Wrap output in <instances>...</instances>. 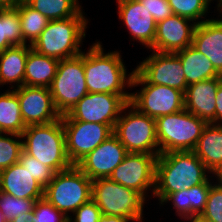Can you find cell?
Segmentation results:
<instances>
[{
    "mask_svg": "<svg viewBox=\"0 0 222 222\" xmlns=\"http://www.w3.org/2000/svg\"><path fill=\"white\" fill-rule=\"evenodd\" d=\"M155 120L160 154L173 151H193L208 124L185 108Z\"/></svg>",
    "mask_w": 222,
    "mask_h": 222,
    "instance_id": "obj_5",
    "label": "cell"
},
{
    "mask_svg": "<svg viewBox=\"0 0 222 222\" xmlns=\"http://www.w3.org/2000/svg\"><path fill=\"white\" fill-rule=\"evenodd\" d=\"M215 177L218 178L217 181L222 183V169L216 174Z\"/></svg>",
    "mask_w": 222,
    "mask_h": 222,
    "instance_id": "obj_44",
    "label": "cell"
},
{
    "mask_svg": "<svg viewBox=\"0 0 222 222\" xmlns=\"http://www.w3.org/2000/svg\"><path fill=\"white\" fill-rule=\"evenodd\" d=\"M24 45L18 10L13 6H0V53L12 46Z\"/></svg>",
    "mask_w": 222,
    "mask_h": 222,
    "instance_id": "obj_29",
    "label": "cell"
},
{
    "mask_svg": "<svg viewBox=\"0 0 222 222\" xmlns=\"http://www.w3.org/2000/svg\"><path fill=\"white\" fill-rule=\"evenodd\" d=\"M121 58L117 51L104 53L100 42L90 46L87 53L83 52L88 93L116 94L130 103L131 93L125 91V85L131 88L133 71L127 77L126 67Z\"/></svg>",
    "mask_w": 222,
    "mask_h": 222,
    "instance_id": "obj_2",
    "label": "cell"
},
{
    "mask_svg": "<svg viewBox=\"0 0 222 222\" xmlns=\"http://www.w3.org/2000/svg\"><path fill=\"white\" fill-rule=\"evenodd\" d=\"M149 84L169 86L185 93L187 82L176 53L153 51L135 69Z\"/></svg>",
    "mask_w": 222,
    "mask_h": 222,
    "instance_id": "obj_13",
    "label": "cell"
},
{
    "mask_svg": "<svg viewBox=\"0 0 222 222\" xmlns=\"http://www.w3.org/2000/svg\"><path fill=\"white\" fill-rule=\"evenodd\" d=\"M62 124L66 153L72 165H76L113 134V128L108 124L77 120H62Z\"/></svg>",
    "mask_w": 222,
    "mask_h": 222,
    "instance_id": "obj_12",
    "label": "cell"
},
{
    "mask_svg": "<svg viewBox=\"0 0 222 222\" xmlns=\"http://www.w3.org/2000/svg\"><path fill=\"white\" fill-rule=\"evenodd\" d=\"M201 215L209 222H222V183L210 187L205 210Z\"/></svg>",
    "mask_w": 222,
    "mask_h": 222,
    "instance_id": "obj_35",
    "label": "cell"
},
{
    "mask_svg": "<svg viewBox=\"0 0 222 222\" xmlns=\"http://www.w3.org/2000/svg\"><path fill=\"white\" fill-rule=\"evenodd\" d=\"M0 191L19 199L44 198V188L20 162L0 171Z\"/></svg>",
    "mask_w": 222,
    "mask_h": 222,
    "instance_id": "obj_20",
    "label": "cell"
},
{
    "mask_svg": "<svg viewBox=\"0 0 222 222\" xmlns=\"http://www.w3.org/2000/svg\"><path fill=\"white\" fill-rule=\"evenodd\" d=\"M92 196V180L76 165L56 172L53 180L44 189V199L69 218L68 213L76 211L89 202Z\"/></svg>",
    "mask_w": 222,
    "mask_h": 222,
    "instance_id": "obj_6",
    "label": "cell"
},
{
    "mask_svg": "<svg viewBox=\"0 0 222 222\" xmlns=\"http://www.w3.org/2000/svg\"><path fill=\"white\" fill-rule=\"evenodd\" d=\"M219 84L215 77L188 85L184 93L185 109L207 123L216 124V92Z\"/></svg>",
    "mask_w": 222,
    "mask_h": 222,
    "instance_id": "obj_19",
    "label": "cell"
},
{
    "mask_svg": "<svg viewBox=\"0 0 222 222\" xmlns=\"http://www.w3.org/2000/svg\"><path fill=\"white\" fill-rule=\"evenodd\" d=\"M0 222H8V221L5 219V216H4V214L1 212V210H0Z\"/></svg>",
    "mask_w": 222,
    "mask_h": 222,
    "instance_id": "obj_46",
    "label": "cell"
},
{
    "mask_svg": "<svg viewBox=\"0 0 222 222\" xmlns=\"http://www.w3.org/2000/svg\"><path fill=\"white\" fill-rule=\"evenodd\" d=\"M37 200L40 199H19L0 191V210L8 222L17 217L31 219Z\"/></svg>",
    "mask_w": 222,
    "mask_h": 222,
    "instance_id": "obj_31",
    "label": "cell"
},
{
    "mask_svg": "<svg viewBox=\"0 0 222 222\" xmlns=\"http://www.w3.org/2000/svg\"><path fill=\"white\" fill-rule=\"evenodd\" d=\"M13 90L17 94L26 126L49 124L61 118L55 108L50 88L23 85Z\"/></svg>",
    "mask_w": 222,
    "mask_h": 222,
    "instance_id": "obj_15",
    "label": "cell"
},
{
    "mask_svg": "<svg viewBox=\"0 0 222 222\" xmlns=\"http://www.w3.org/2000/svg\"><path fill=\"white\" fill-rule=\"evenodd\" d=\"M9 222H31V221H30V219L17 217V218H15V219H13V220H11Z\"/></svg>",
    "mask_w": 222,
    "mask_h": 222,
    "instance_id": "obj_43",
    "label": "cell"
},
{
    "mask_svg": "<svg viewBox=\"0 0 222 222\" xmlns=\"http://www.w3.org/2000/svg\"><path fill=\"white\" fill-rule=\"evenodd\" d=\"M157 156L145 153H128L113 170L109 179L131 188L144 197L147 189L155 188V165Z\"/></svg>",
    "mask_w": 222,
    "mask_h": 222,
    "instance_id": "obj_14",
    "label": "cell"
},
{
    "mask_svg": "<svg viewBox=\"0 0 222 222\" xmlns=\"http://www.w3.org/2000/svg\"><path fill=\"white\" fill-rule=\"evenodd\" d=\"M220 84L222 85V69L218 72V76H217Z\"/></svg>",
    "mask_w": 222,
    "mask_h": 222,
    "instance_id": "obj_45",
    "label": "cell"
},
{
    "mask_svg": "<svg viewBox=\"0 0 222 222\" xmlns=\"http://www.w3.org/2000/svg\"><path fill=\"white\" fill-rule=\"evenodd\" d=\"M31 45L12 46L0 53V84L16 83L19 88L24 85V75L28 52Z\"/></svg>",
    "mask_w": 222,
    "mask_h": 222,
    "instance_id": "obj_24",
    "label": "cell"
},
{
    "mask_svg": "<svg viewBox=\"0 0 222 222\" xmlns=\"http://www.w3.org/2000/svg\"><path fill=\"white\" fill-rule=\"evenodd\" d=\"M209 170L193 151L160 154L155 165L153 196L161 202L168 194L203 184Z\"/></svg>",
    "mask_w": 222,
    "mask_h": 222,
    "instance_id": "obj_1",
    "label": "cell"
},
{
    "mask_svg": "<svg viewBox=\"0 0 222 222\" xmlns=\"http://www.w3.org/2000/svg\"><path fill=\"white\" fill-rule=\"evenodd\" d=\"M26 127L15 91L0 94V133L21 135Z\"/></svg>",
    "mask_w": 222,
    "mask_h": 222,
    "instance_id": "obj_27",
    "label": "cell"
},
{
    "mask_svg": "<svg viewBox=\"0 0 222 222\" xmlns=\"http://www.w3.org/2000/svg\"><path fill=\"white\" fill-rule=\"evenodd\" d=\"M91 199L99 207L102 215L127 217L142 222L145 197L109 178L92 180Z\"/></svg>",
    "mask_w": 222,
    "mask_h": 222,
    "instance_id": "obj_7",
    "label": "cell"
},
{
    "mask_svg": "<svg viewBox=\"0 0 222 222\" xmlns=\"http://www.w3.org/2000/svg\"><path fill=\"white\" fill-rule=\"evenodd\" d=\"M31 8L40 12L49 21L70 17H85L78 0H24Z\"/></svg>",
    "mask_w": 222,
    "mask_h": 222,
    "instance_id": "obj_28",
    "label": "cell"
},
{
    "mask_svg": "<svg viewBox=\"0 0 222 222\" xmlns=\"http://www.w3.org/2000/svg\"><path fill=\"white\" fill-rule=\"evenodd\" d=\"M174 15L196 21L204 18L212 0H167Z\"/></svg>",
    "mask_w": 222,
    "mask_h": 222,
    "instance_id": "obj_32",
    "label": "cell"
},
{
    "mask_svg": "<svg viewBox=\"0 0 222 222\" xmlns=\"http://www.w3.org/2000/svg\"><path fill=\"white\" fill-rule=\"evenodd\" d=\"M119 18L128 28L133 40L150 48L155 39L157 22L138 0H117Z\"/></svg>",
    "mask_w": 222,
    "mask_h": 222,
    "instance_id": "obj_18",
    "label": "cell"
},
{
    "mask_svg": "<svg viewBox=\"0 0 222 222\" xmlns=\"http://www.w3.org/2000/svg\"><path fill=\"white\" fill-rule=\"evenodd\" d=\"M73 214L74 221L72 216H69L68 222H100L102 217V212L92 199L81 205Z\"/></svg>",
    "mask_w": 222,
    "mask_h": 222,
    "instance_id": "obj_37",
    "label": "cell"
},
{
    "mask_svg": "<svg viewBox=\"0 0 222 222\" xmlns=\"http://www.w3.org/2000/svg\"><path fill=\"white\" fill-rule=\"evenodd\" d=\"M209 181L210 179L208 178L203 184L168 194L161 201V204L172 201L176 213L181 218L200 215L205 210L208 193L213 185Z\"/></svg>",
    "mask_w": 222,
    "mask_h": 222,
    "instance_id": "obj_23",
    "label": "cell"
},
{
    "mask_svg": "<svg viewBox=\"0 0 222 222\" xmlns=\"http://www.w3.org/2000/svg\"><path fill=\"white\" fill-rule=\"evenodd\" d=\"M12 137H16L18 140H14ZM20 138H22L20 134L0 133V171L19 162L20 153L23 150Z\"/></svg>",
    "mask_w": 222,
    "mask_h": 222,
    "instance_id": "obj_33",
    "label": "cell"
},
{
    "mask_svg": "<svg viewBox=\"0 0 222 222\" xmlns=\"http://www.w3.org/2000/svg\"><path fill=\"white\" fill-rule=\"evenodd\" d=\"M183 219L190 220V222H209L206 218H204L201 214L200 215H192Z\"/></svg>",
    "mask_w": 222,
    "mask_h": 222,
    "instance_id": "obj_41",
    "label": "cell"
},
{
    "mask_svg": "<svg viewBox=\"0 0 222 222\" xmlns=\"http://www.w3.org/2000/svg\"><path fill=\"white\" fill-rule=\"evenodd\" d=\"M193 152L216 175L222 169V124L208 123Z\"/></svg>",
    "mask_w": 222,
    "mask_h": 222,
    "instance_id": "obj_22",
    "label": "cell"
},
{
    "mask_svg": "<svg viewBox=\"0 0 222 222\" xmlns=\"http://www.w3.org/2000/svg\"><path fill=\"white\" fill-rule=\"evenodd\" d=\"M175 53L181 60L187 85L218 76L210 60L192 45Z\"/></svg>",
    "mask_w": 222,
    "mask_h": 222,
    "instance_id": "obj_26",
    "label": "cell"
},
{
    "mask_svg": "<svg viewBox=\"0 0 222 222\" xmlns=\"http://www.w3.org/2000/svg\"><path fill=\"white\" fill-rule=\"evenodd\" d=\"M23 151L55 172L72 166L67 153L62 118L49 124L28 125L23 133Z\"/></svg>",
    "mask_w": 222,
    "mask_h": 222,
    "instance_id": "obj_3",
    "label": "cell"
},
{
    "mask_svg": "<svg viewBox=\"0 0 222 222\" xmlns=\"http://www.w3.org/2000/svg\"><path fill=\"white\" fill-rule=\"evenodd\" d=\"M188 22L191 20L174 14L159 21L150 50L175 53L192 45L194 30L199 22L190 25Z\"/></svg>",
    "mask_w": 222,
    "mask_h": 222,
    "instance_id": "obj_17",
    "label": "cell"
},
{
    "mask_svg": "<svg viewBox=\"0 0 222 222\" xmlns=\"http://www.w3.org/2000/svg\"><path fill=\"white\" fill-rule=\"evenodd\" d=\"M221 120V121H220ZM222 122V85L219 84L216 92V124Z\"/></svg>",
    "mask_w": 222,
    "mask_h": 222,
    "instance_id": "obj_39",
    "label": "cell"
},
{
    "mask_svg": "<svg viewBox=\"0 0 222 222\" xmlns=\"http://www.w3.org/2000/svg\"><path fill=\"white\" fill-rule=\"evenodd\" d=\"M131 219L127 217H118L112 215H102L100 222H129Z\"/></svg>",
    "mask_w": 222,
    "mask_h": 222,
    "instance_id": "obj_40",
    "label": "cell"
},
{
    "mask_svg": "<svg viewBox=\"0 0 222 222\" xmlns=\"http://www.w3.org/2000/svg\"><path fill=\"white\" fill-rule=\"evenodd\" d=\"M31 222H68L62 212L50 204L46 199L37 200L34 205Z\"/></svg>",
    "mask_w": 222,
    "mask_h": 222,
    "instance_id": "obj_36",
    "label": "cell"
},
{
    "mask_svg": "<svg viewBox=\"0 0 222 222\" xmlns=\"http://www.w3.org/2000/svg\"><path fill=\"white\" fill-rule=\"evenodd\" d=\"M19 162L44 189L53 180L56 173L52 168L42 164L34 157L26 154L23 150L20 153Z\"/></svg>",
    "mask_w": 222,
    "mask_h": 222,
    "instance_id": "obj_34",
    "label": "cell"
},
{
    "mask_svg": "<svg viewBox=\"0 0 222 222\" xmlns=\"http://www.w3.org/2000/svg\"><path fill=\"white\" fill-rule=\"evenodd\" d=\"M149 13L152 15L154 20L158 23L159 21L165 20L173 15L171 6L167 0H138Z\"/></svg>",
    "mask_w": 222,
    "mask_h": 222,
    "instance_id": "obj_38",
    "label": "cell"
},
{
    "mask_svg": "<svg viewBox=\"0 0 222 222\" xmlns=\"http://www.w3.org/2000/svg\"><path fill=\"white\" fill-rule=\"evenodd\" d=\"M16 3V0H0V6H11Z\"/></svg>",
    "mask_w": 222,
    "mask_h": 222,
    "instance_id": "obj_42",
    "label": "cell"
},
{
    "mask_svg": "<svg viewBox=\"0 0 222 222\" xmlns=\"http://www.w3.org/2000/svg\"><path fill=\"white\" fill-rule=\"evenodd\" d=\"M128 103L111 93H88L64 115L62 120H77L89 123L108 124L114 128L122 109Z\"/></svg>",
    "mask_w": 222,
    "mask_h": 222,
    "instance_id": "obj_11",
    "label": "cell"
},
{
    "mask_svg": "<svg viewBox=\"0 0 222 222\" xmlns=\"http://www.w3.org/2000/svg\"><path fill=\"white\" fill-rule=\"evenodd\" d=\"M192 46L204 54L217 72L222 69V19L198 21Z\"/></svg>",
    "mask_w": 222,
    "mask_h": 222,
    "instance_id": "obj_21",
    "label": "cell"
},
{
    "mask_svg": "<svg viewBox=\"0 0 222 222\" xmlns=\"http://www.w3.org/2000/svg\"><path fill=\"white\" fill-rule=\"evenodd\" d=\"M127 154L126 148L112 134L96 149L82 158L76 166L91 180L109 178Z\"/></svg>",
    "mask_w": 222,
    "mask_h": 222,
    "instance_id": "obj_16",
    "label": "cell"
},
{
    "mask_svg": "<svg viewBox=\"0 0 222 222\" xmlns=\"http://www.w3.org/2000/svg\"><path fill=\"white\" fill-rule=\"evenodd\" d=\"M13 6L18 10L24 45L29 40L32 46L47 26L49 20L40 12L31 8L25 1H17Z\"/></svg>",
    "mask_w": 222,
    "mask_h": 222,
    "instance_id": "obj_30",
    "label": "cell"
},
{
    "mask_svg": "<svg viewBox=\"0 0 222 222\" xmlns=\"http://www.w3.org/2000/svg\"><path fill=\"white\" fill-rule=\"evenodd\" d=\"M59 60L36 52H28L24 75V85L49 88L56 75Z\"/></svg>",
    "mask_w": 222,
    "mask_h": 222,
    "instance_id": "obj_25",
    "label": "cell"
},
{
    "mask_svg": "<svg viewBox=\"0 0 222 222\" xmlns=\"http://www.w3.org/2000/svg\"><path fill=\"white\" fill-rule=\"evenodd\" d=\"M128 108L131 109L126 114L125 110ZM113 134L128 153L153 154L157 157L160 155L155 118L140 113L130 103L122 109L113 128Z\"/></svg>",
    "mask_w": 222,
    "mask_h": 222,
    "instance_id": "obj_8",
    "label": "cell"
},
{
    "mask_svg": "<svg viewBox=\"0 0 222 222\" xmlns=\"http://www.w3.org/2000/svg\"><path fill=\"white\" fill-rule=\"evenodd\" d=\"M87 23L85 17L50 20L32 48L57 60L77 56L82 53L80 44L85 38Z\"/></svg>",
    "mask_w": 222,
    "mask_h": 222,
    "instance_id": "obj_4",
    "label": "cell"
},
{
    "mask_svg": "<svg viewBox=\"0 0 222 222\" xmlns=\"http://www.w3.org/2000/svg\"><path fill=\"white\" fill-rule=\"evenodd\" d=\"M144 86L141 91L131 93L130 104L140 113L152 118L177 113L185 108L184 93L169 86L149 84L133 70L131 87Z\"/></svg>",
    "mask_w": 222,
    "mask_h": 222,
    "instance_id": "obj_10",
    "label": "cell"
},
{
    "mask_svg": "<svg viewBox=\"0 0 222 222\" xmlns=\"http://www.w3.org/2000/svg\"><path fill=\"white\" fill-rule=\"evenodd\" d=\"M217 6H218V8H219L218 10H220V12H221V8H222V0H219V3H218Z\"/></svg>",
    "mask_w": 222,
    "mask_h": 222,
    "instance_id": "obj_47",
    "label": "cell"
},
{
    "mask_svg": "<svg viewBox=\"0 0 222 222\" xmlns=\"http://www.w3.org/2000/svg\"><path fill=\"white\" fill-rule=\"evenodd\" d=\"M50 92L56 110L67 114L74 105L88 94L83 66V52L77 56L59 60Z\"/></svg>",
    "mask_w": 222,
    "mask_h": 222,
    "instance_id": "obj_9",
    "label": "cell"
}]
</instances>
